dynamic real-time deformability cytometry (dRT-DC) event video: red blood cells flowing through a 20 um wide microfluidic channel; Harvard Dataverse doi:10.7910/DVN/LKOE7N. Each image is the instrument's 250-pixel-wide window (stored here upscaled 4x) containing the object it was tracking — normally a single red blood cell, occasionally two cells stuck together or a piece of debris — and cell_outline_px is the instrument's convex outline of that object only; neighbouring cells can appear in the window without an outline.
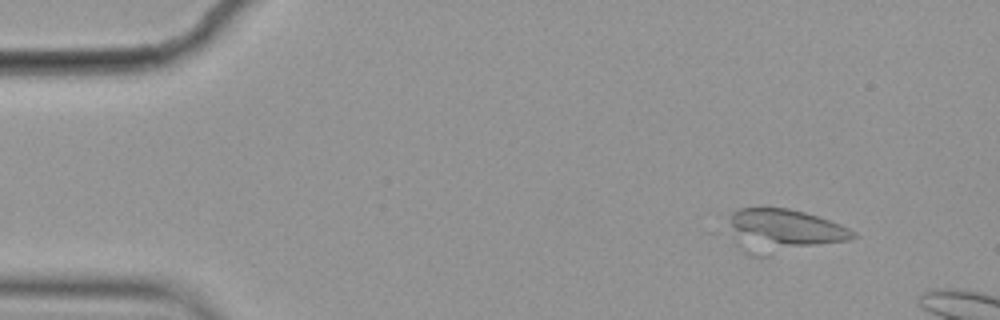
{"species": "common noctule bat (a hibernating species)", "species_latin": "Nyctalus noctula", "temperature_condition": "cold", "stored_images_in_passage": 7, "camera_frame_rate_fps": 3000, "um_per_image_px": 0.085, "animal": {"sex": "female", "body_mass_g": 19.9}, "frame": {"image": 1, "passage_image": 2, "time_ms": 0.333, "image_size_px": [1000, 320], "cell_outline_px": [[856, 236], [848, 240], [816, 244], [788, 244], [704, 232], [724, 216], [740, 208], [788, 208], [804, 212], [840, 224], [856, 232]], "centroid_in_image_um": [66.37, 19.27], "position_along_channel_um": 18.6, "area_um2": 27.17}}